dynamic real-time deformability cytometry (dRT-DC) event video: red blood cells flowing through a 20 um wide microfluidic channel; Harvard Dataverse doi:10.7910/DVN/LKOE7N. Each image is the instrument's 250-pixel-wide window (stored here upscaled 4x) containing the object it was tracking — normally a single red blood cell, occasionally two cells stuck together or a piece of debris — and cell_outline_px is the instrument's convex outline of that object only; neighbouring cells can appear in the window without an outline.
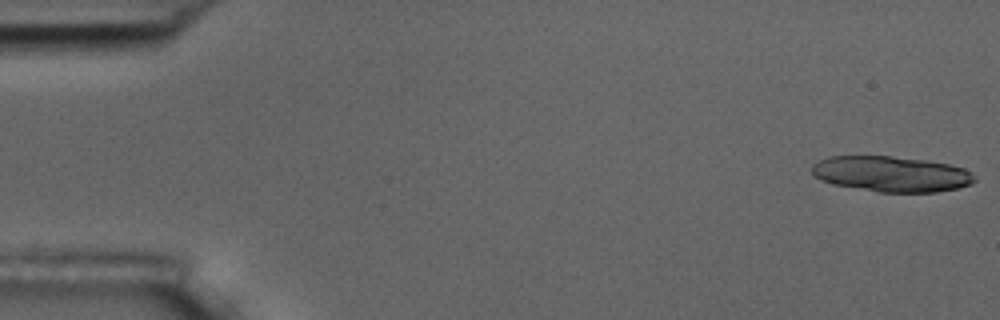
{"species": "common noctule bat (a hibernating species)", "species_latin": "Nyctalus noctula", "temperature_condition": "room temperature", "stored_images_in_passage": 8, "camera_frame_rate_fps": 3000, "um_per_image_px": 0.085, "animal": {"sex": "male", "body_mass_g": 17.5, "forearm_length_mm": 52.3}, "frame": {"image": 1, "passage_image": 1, "time_ms": 0.0, "image_size_px": [1000, 320], "cell_outline_px": [[976, 180], [972, 184], [960, 188], [936, 192], [880, 192], [832, 184], [820, 180], [812, 172], [812, 164], [828, 156], [892, 156], [928, 160], [948, 164], [964, 168], [972, 172], [976, 176]], "centroid_in_image_um": [75.8, 14.79], "position_along_channel_um": 9.2, "area_um2": 33.99}}